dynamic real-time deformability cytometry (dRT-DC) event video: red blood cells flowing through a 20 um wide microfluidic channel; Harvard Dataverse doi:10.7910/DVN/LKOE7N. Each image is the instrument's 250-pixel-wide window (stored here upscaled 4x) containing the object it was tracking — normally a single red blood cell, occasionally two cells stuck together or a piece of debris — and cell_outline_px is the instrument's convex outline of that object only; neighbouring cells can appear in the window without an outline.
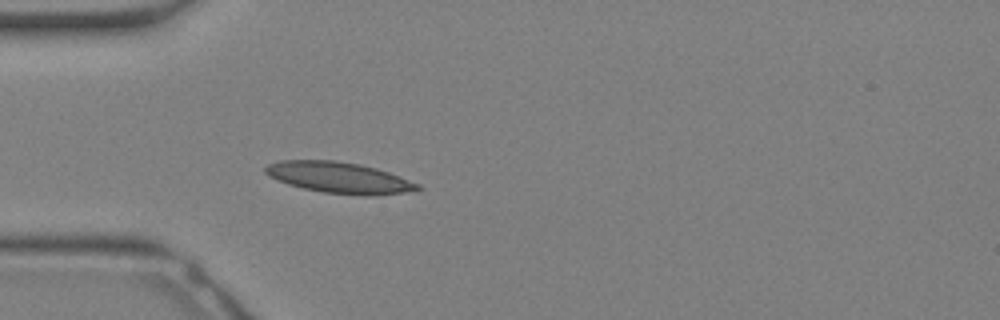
{"species": "Egyptian fruit bat (a non-hibernating species)", "species_latin": "Rousettus aegyptiacus", "temperature_condition": "warm", "stored_images_in_passage": 24, "camera_frame_rate_fps": 3000, "um_per_image_px": 0.085, "animal": {"sex": "female"}, "frame": {"image": 1, "passage_image": 1, "time_ms": 0.0, "image_size_px": [1000, 320], "cell_outline_px": [[424, 188], [404, 192], [368, 196], [324, 192], [304, 188], [288, 184], [268, 176], [264, 172], [264, 168], [268, 164], [280, 160], [336, 160], [360, 164], [376, 168], [400, 176], [420, 184]], "centroid_in_image_um": [28.82, 15.08], "position_along_channel_um": 56.2, "area_um2": 27.51}}
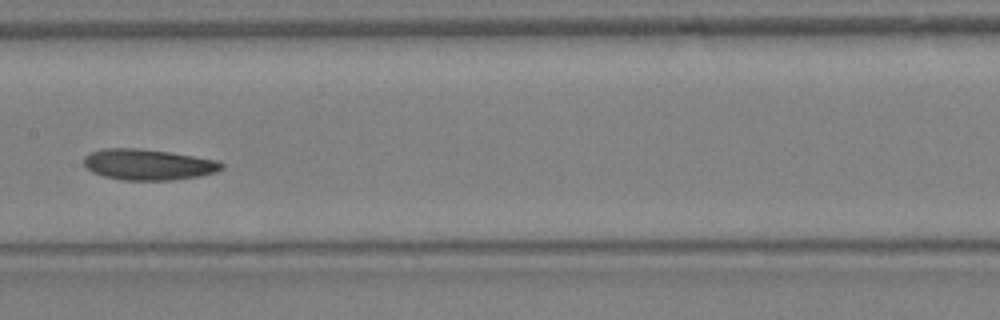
{"frame": {"image": 2, "passage_image": 8, "time_ms": 2.333, "image_size_px": [1000, 320], "cell_outline_px": [[224, 168], [216, 172], [200, 176], [172, 180], [124, 180], [104, 176], [92, 172], [84, 164], [84, 156], [92, 152], [104, 148], [136, 148], [168, 152], [220, 160], [224, 164]], "centroid_in_image_um": [12.64, 13.99], "position_along_channel_um": 194.8, "area_um2": 24.8}}
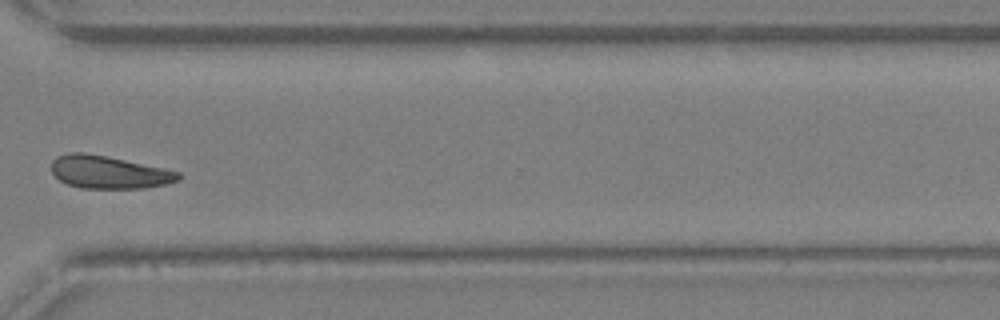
{"frame": {"image": 3, "passage_image": 16, "time_ms": 5.0, "image_size_px": [1000, 320], "cell_outline_px": [[184, 176], [180, 180], [164, 184], [144, 188], [80, 188], [68, 184], [60, 180], [52, 172], [52, 160], [56, 156], [68, 152], [84, 152], [164, 168], [180, 172]], "centroid_in_image_um": [9.26, 14.63], "position_along_channel_um": 361.3, "area_um2": 24.16}}